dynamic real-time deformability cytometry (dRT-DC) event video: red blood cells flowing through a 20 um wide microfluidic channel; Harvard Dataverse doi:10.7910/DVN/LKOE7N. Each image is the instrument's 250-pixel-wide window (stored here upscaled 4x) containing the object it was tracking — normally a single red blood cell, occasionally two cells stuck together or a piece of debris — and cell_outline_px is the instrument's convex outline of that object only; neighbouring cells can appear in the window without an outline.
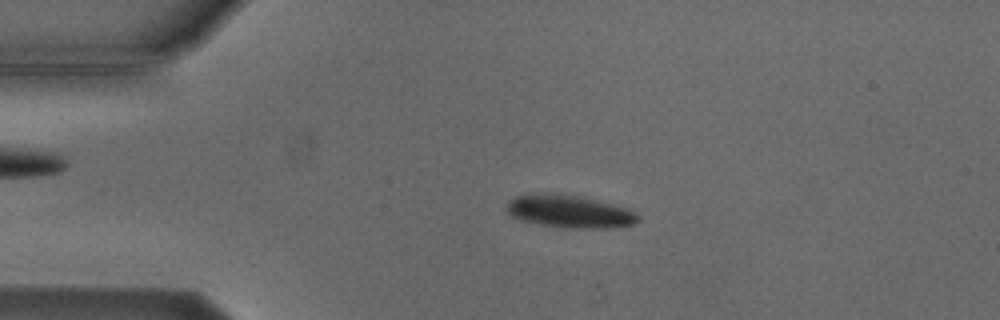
{"species": "Egyptian fruit bat (a non-hibernating species)", "species_latin": "Rousettus aegyptiacus", "temperature_condition": "cold", "stored_images_in_passage": 4, "camera_frame_rate_fps": 3000, "um_per_image_px": 0.085, "animal": {"sex": "male"}, "frame": {"image": 1, "passage_image": 3, "time_ms": 2.333, "image_size_px": [1000, 320], "cell_outline_px": [[640, 220], [632, 224], [608, 228], [572, 228], [544, 224], [520, 220], [512, 216], [504, 208], [508, 200], [516, 196], [528, 192], [540, 192], [572, 196], [592, 200], [628, 208], [636, 212], [640, 216]], "centroid_in_image_um": [48.35, 17.97], "position_along_channel_um": 36.7, "area_um2": 24.74}}